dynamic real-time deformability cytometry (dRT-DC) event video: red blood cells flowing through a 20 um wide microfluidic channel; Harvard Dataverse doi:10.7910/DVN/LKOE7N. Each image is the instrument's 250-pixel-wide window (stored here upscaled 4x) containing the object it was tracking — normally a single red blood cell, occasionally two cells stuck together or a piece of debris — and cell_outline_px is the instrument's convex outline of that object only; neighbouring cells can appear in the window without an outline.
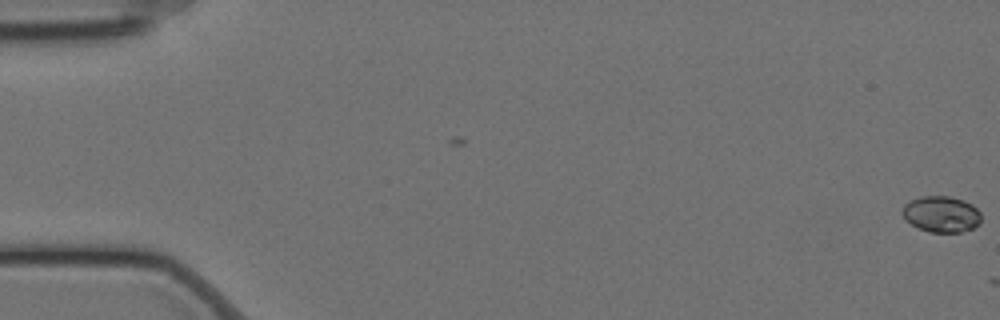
{"species": "Egyptian fruit bat (a non-hibernating species)", "species_latin": "Rousettus aegyptiacus", "temperature_condition": "cold", "stored_images_in_passage": 2, "camera_frame_rate_fps": 3000, "um_per_image_px": 0.085, "animal": {"sex": "female"}, "frame": {"image": 1, "passage_image": 2, "time_ms": 0.333, "image_size_px": [1000, 320], "cell_outline_px": [[980, 224], [972, 228], [960, 232], [928, 232], [912, 224], [900, 212], [904, 204], [920, 196], [948, 196], [964, 200], [972, 204], [980, 212]], "centroid_in_image_um": [80.02, 18.19], "position_along_channel_um": 5.0, "area_um2": 16.53}}